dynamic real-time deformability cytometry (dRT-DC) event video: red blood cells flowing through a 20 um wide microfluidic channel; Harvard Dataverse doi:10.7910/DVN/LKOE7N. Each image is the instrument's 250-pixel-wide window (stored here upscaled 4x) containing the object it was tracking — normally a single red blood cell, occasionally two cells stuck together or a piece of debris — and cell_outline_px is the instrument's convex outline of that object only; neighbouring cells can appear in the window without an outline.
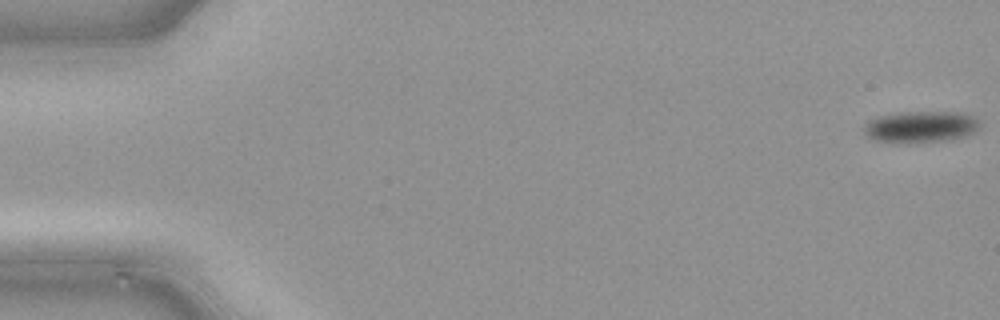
{"species": "common noctule bat (a hibernating species)", "species_latin": "Nyctalus noctula", "temperature_condition": "cold", "stored_images_in_passage": 11, "camera_frame_rate_fps": 3000, "um_per_image_px": 0.085, "animal": {"sex": "male", "body_mass_g": 21.5, "forearm_length_mm": 52.0}, "frame": {"image": 1, "passage_image": 1, "time_ms": 0.0, "image_size_px": [1000, 320], "cell_outline_px": [[980, 128], [976, 132], [964, 136], [944, 140], [892, 144], [872, 140], [864, 132], [864, 124], [876, 116], [900, 112], [964, 112], [976, 116], [980, 120]], "centroid_in_image_um": [78.26, 10.77], "position_along_channel_um": 6.7, "area_um2": 21.79}}